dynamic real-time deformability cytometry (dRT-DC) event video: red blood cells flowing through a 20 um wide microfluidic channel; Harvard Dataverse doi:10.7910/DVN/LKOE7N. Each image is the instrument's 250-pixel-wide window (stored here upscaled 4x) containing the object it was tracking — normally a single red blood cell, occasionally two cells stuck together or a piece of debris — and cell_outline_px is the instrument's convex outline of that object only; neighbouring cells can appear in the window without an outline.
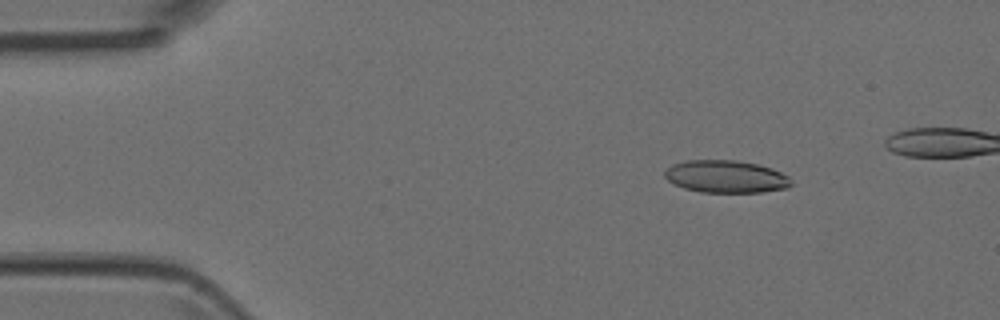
{"species": "Egyptian fruit bat (a non-hibernating species)", "species_latin": "Rousettus aegyptiacus", "temperature_condition": "room temperature", "stored_images_in_passage": 4, "segment_of_instrument_passage": [1, 2], "camera_frame_rate_fps": 3000, "um_per_image_px": 0.085, "animal": {"sex": "female"}, "frame": {"image": 1, "passage_image": 1, "time_ms": 0.0, "image_size_px": [1000, 320], "cell_outline_px": [[792, 184], [788, 188], [760, 192], [700, 192], [684, 188], [668, 180], [664, 176], [664, 172], [672, 164], [684, 160], [736, 160], [756, 164], [772, 168], [788, 176]], "centroid_in_image_um": [61.7, 15.0], "position_along_channel_um": 23.3, "area_um2": 23.87}}